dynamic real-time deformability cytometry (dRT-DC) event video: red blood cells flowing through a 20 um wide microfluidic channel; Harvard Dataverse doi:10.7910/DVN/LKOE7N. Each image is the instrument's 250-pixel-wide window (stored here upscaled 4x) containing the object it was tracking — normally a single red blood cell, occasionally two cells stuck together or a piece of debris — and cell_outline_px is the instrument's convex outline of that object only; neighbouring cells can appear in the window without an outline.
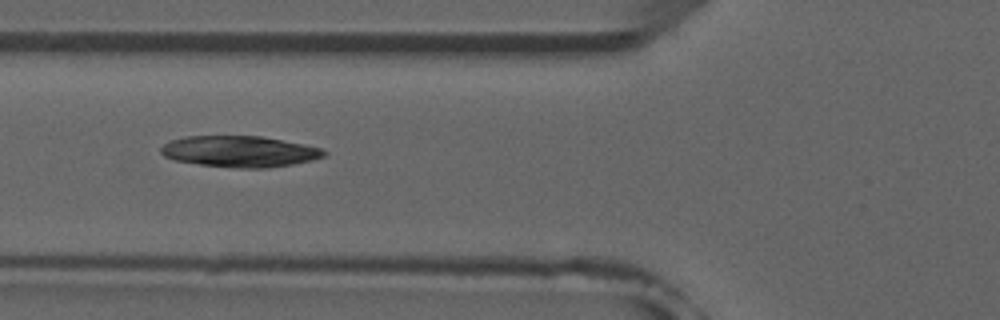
{"species": "common noctule bat (a hibernating species)", "species_latin": "Nyctalus noctula", "temperature_condition": "room temperature", "stored_images_in_passage": 3, "camera_frame_rate_fps": 3000, "um_per_image_px": 0.085, "animal": {"sex": "male", "forearm_length_mm": 52.5}, "frame": {"image": 1, "passage_image": 2, "time_ms": 1.0, "image_size_px": [1000, 320], "cell_outline_px": [[328, 152], [324, 156], [312, 160], [292, 164], [268, 168], [240, 168], [200, 164], [172, 160], [164, 156], [160, 152], [160, 148], [164, 144], [172, 140], [184, 136], [260, 136], [304, 144], [320, 148]], "centroid_in_image_um": [20.35, 12.87], "position_along_channel_um": 105.4, "area_um2": 29.54}}
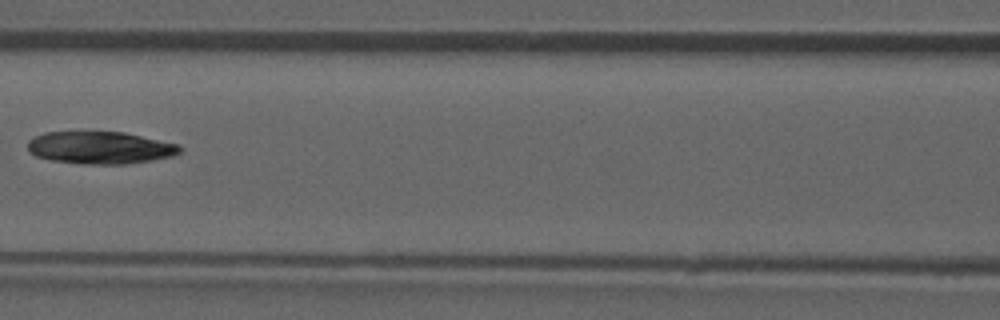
{"frame": {"image": 2, "passage_image": 3, "time_ms": 2.333, "image_size_px": [1000, 320], "cell_outline_px": [[184, 148], [180, 152], [172, 156], [152, 160], [124, 164], [84, 164], [52, 160], [36, 156], [28, 148], [28, 140], [44, 132], [124, 132], [180, 144]], "centroid_in_image_um": [8.56, 12.55], "position_along_channel_um": 158.0, "area_um2": 28.67}}